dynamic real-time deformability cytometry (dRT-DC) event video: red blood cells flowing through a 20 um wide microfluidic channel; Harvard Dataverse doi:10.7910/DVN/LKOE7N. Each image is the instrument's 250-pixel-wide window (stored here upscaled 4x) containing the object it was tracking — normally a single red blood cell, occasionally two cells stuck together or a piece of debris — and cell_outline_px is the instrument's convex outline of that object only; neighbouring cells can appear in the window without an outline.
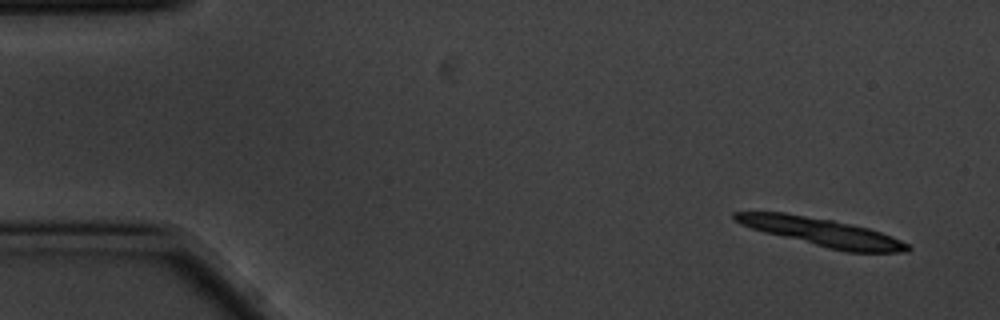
{"species": "common noctule bat (a hibernating species)", "species_latin": "Nyctalus noctula", "temperature_condition": "cold", "stored_images_in_passage": 5, "camera_frame_rate_fps": 3000, "um_per_image_px": 0.085, "animal": {"sex": "male", "body_mass_g": 20.1, "forearm_length_mm": 53.5}, "frame": {"image": 1, "passage_image": 1, "time_ms": 0.0, "image_size_px": [1000, 320], "cell_outline_px": [[912, 248], [908, 252], [848, 252], [828, 248], [764, 232], [740, 224], [732, 220], [732, 212], [784, 212], [832, 220], [852, 224], [868, 228], [892, 236], [908, 244]], "centroid_in_image_um": [69.84, 19.73], "position_along_channel_um": 15.2, "area_um2": 28.09}}
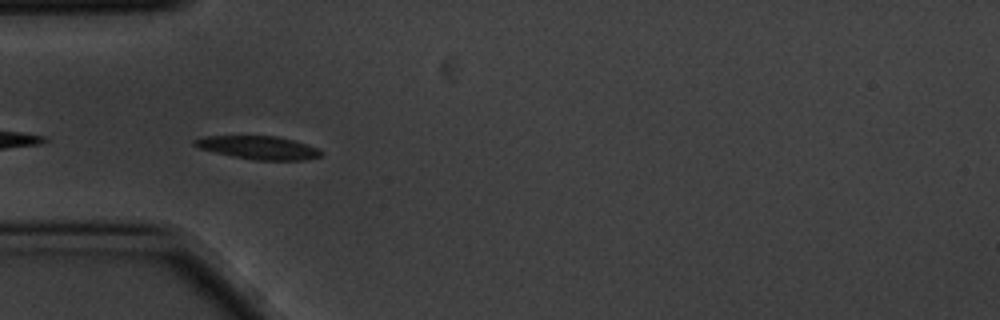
{"frame": {"image": 2, "passage_image": 4, "time_ms": 1.0, "image_size_px": [1000, 320], "cell_outline_px": [[324, 152], [320, 156], [304, 160], [252, 160], [232, 156], [200, 148], [192, 144], [192, 140], [204, 136], [276, 136], [292, 140], [316, 148]], "centroid_in_image_um": [21.94, 12.55], "position_along_channel_um": 63.1, "area_um2": 16.94}}